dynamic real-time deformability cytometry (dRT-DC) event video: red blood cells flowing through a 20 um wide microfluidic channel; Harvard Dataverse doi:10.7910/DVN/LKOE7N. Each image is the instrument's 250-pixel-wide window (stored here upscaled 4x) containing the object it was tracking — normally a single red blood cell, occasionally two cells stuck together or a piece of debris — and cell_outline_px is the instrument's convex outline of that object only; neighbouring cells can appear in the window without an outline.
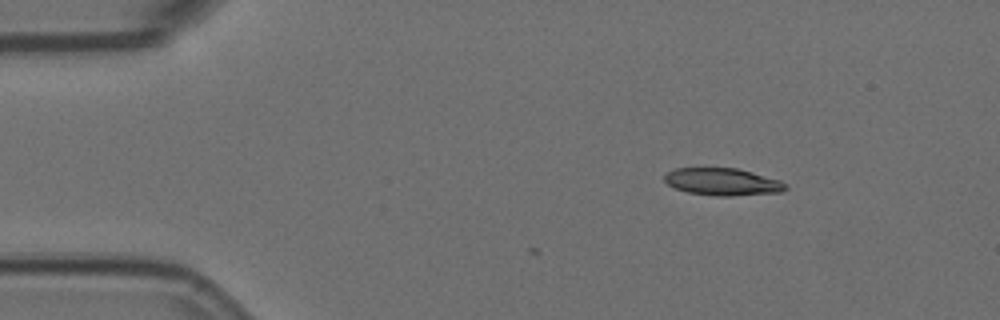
{"species": "Egyptian fruit bat (a non-hibernating species)", "species_latin": "Rousettus aegyptiacus", "temperature_condition": "room temperature", "stored_images_in_passage": 2, "camera_frame_rate_fps": 3000, "um_per_image_px": 0.085, "animal": {"sex": "female"}, "frame": {"image": 1, "passage_image": 2, "time_ms": 0.333, "image_size_px": [1000, 320], "cell_outline_px": [[788, 188], [780, 192], [732, 196], [716, 196], [688, 192], [676, 188], [668, 184], [664, 180], [664, 176], [668, 172], [676, 168], [736, 168], [752, 172], [780, 180], [788, 184]], "centroid_in_image_um": [61.45, 15.45], "position_along_channel_um": 23.6, "area_um2": 19.19}}